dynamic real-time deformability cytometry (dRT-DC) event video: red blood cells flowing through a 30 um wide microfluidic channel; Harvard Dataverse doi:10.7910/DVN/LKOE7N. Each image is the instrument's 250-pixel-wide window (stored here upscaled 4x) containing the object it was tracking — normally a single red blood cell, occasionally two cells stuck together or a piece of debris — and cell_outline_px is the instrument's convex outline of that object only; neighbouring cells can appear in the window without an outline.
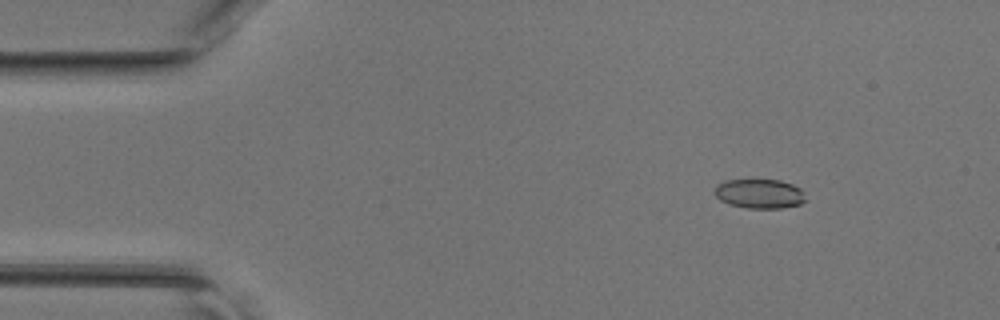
{"species": "common noctule bat (a hibernating species)", "species_latin": "Nyctalus noctula", "temperature_condition": "room temperature", "stored_images_in_passage": 43, "camera_frame_rate_fps": 3000, "um_per_image_px": 0.085, "animal": {"sex": "female", "body_mass_g": 17.0, "forearm_length_mm": 48.0}, "frame": {"image": 1, "passage_image": 2, "time_ms": 0.333, "image_size_px": [1000, 320], "cell_outline_px": [[804, 200], [800, 204], [780, 208], [748, 208], [728, 204], [720, 200], [716, 196], [716, 188], [724, 180], [780, 180], [792, 184], [800, 188], [804, 192]], "centroid_in_image_um": [64.57, 16.47], "position_along_channel_um": 20.4, "area_um2": 15.37}}
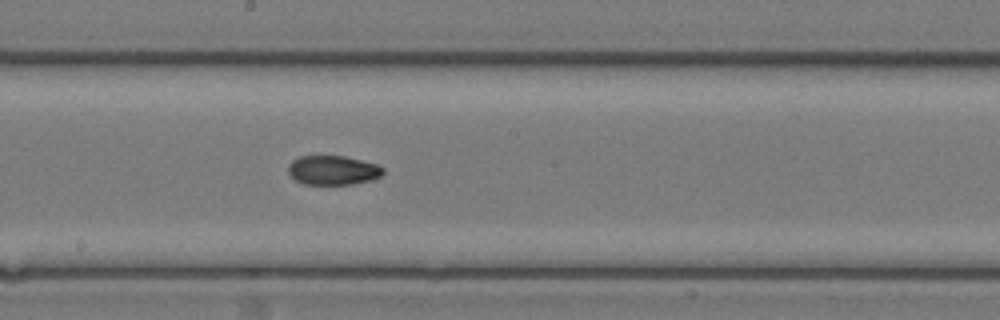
{"frame": {"image": 2, "passage_image": 21, "time_ms": 6.667, "image_size_px": [1000, 320], "cell_outline_px": [[384, 172], [380, 176], [372, 180], [352, 184], [304, 184], [296, 180], [288, 172], [288, 164], [292, 160], [300, 156], [344, 156], [376, 164], [384, 168]], "centroid_in_image_um": [28.29, 14.47], "position_along_channel_um": 219.9, "area_um2": 16.13}}
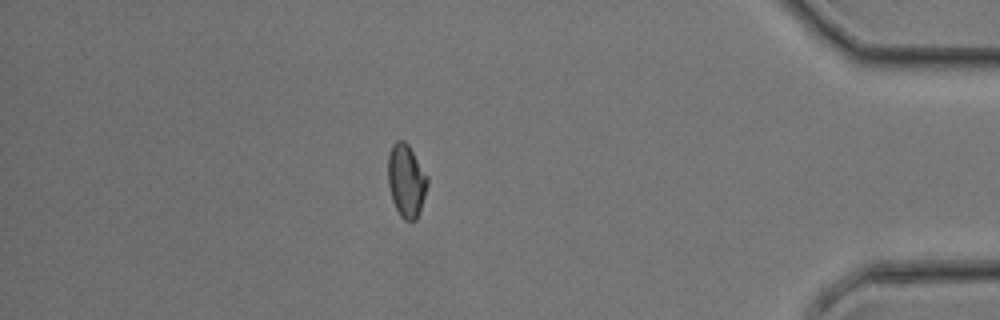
{"frame": {"image": 3, "passage_image": 36, "time_ms": 11.667, "image_size_px": [1000, 320], "cell_outline_px": [[428, 184], [416, 220], [404, 220], [400, 216], [392, 200], [388, 184], [388, 156], [392, 144], [396, 140], [404, 140], [408, 144], [428, 176]], "centroid_in_image_um": [34.52, 15.33], "position_along_channel_um": 400.7, "area_um2": 16.7}}